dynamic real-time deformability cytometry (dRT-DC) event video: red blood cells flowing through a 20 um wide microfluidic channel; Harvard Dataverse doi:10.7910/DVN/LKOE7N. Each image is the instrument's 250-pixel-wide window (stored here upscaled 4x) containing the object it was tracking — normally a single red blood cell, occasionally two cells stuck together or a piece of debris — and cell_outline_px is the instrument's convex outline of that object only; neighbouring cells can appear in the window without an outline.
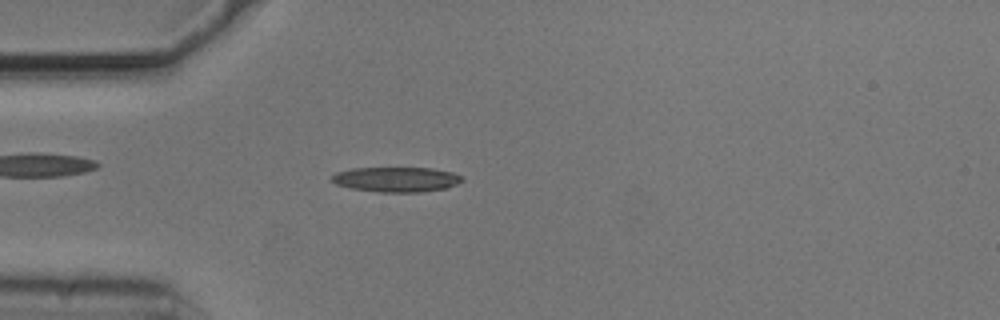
{"species": "common noctule bat (a hibernating species)", "species_latin": "Nyctalus noctula", "temperature_condition": "cold", "stored_images_in_passage": 43, "camera_frame_rate_fps": 3000, "um_per_image_px": 0.085, "animal": {"sex": "male", "body_mass_g": 20.5, "forearm_length_mm": 52.5}, "frame": {"image": 1, "passage_image": 4, "time_ms": 1.0, "image_size_px": [1000, 320], "cell_outline_px": [[464, 180], [448, 188], [420, 192], [380, 192], [348, 188], [336, 184], [332, 180], [332, 176], [336, 172], [352, 168], [432, 168], [452, 172], [460, 176]], "centroid_in_image_um": [33.68, 15.25], "position_along_channel_um": 51.3, "area_um2": 18.96}}
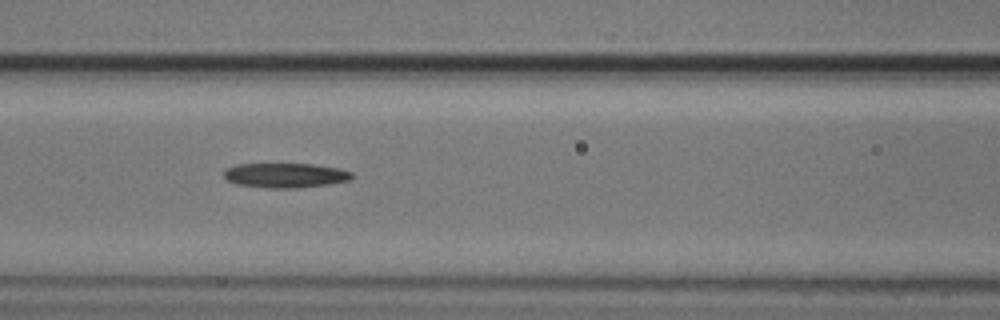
{"frame": {"image": 2, "passage_image": 12, "time_ms": 3.667, "image_size_px": [1000, 320], "cell_outline_px": [[352, 180], [328, 184], [300, 188], [268, 188], [236, 184], [228, 180], [224, 176], [224, 168], [236, 164], [312, 164], [340, 168], [352, 172]], "centroid_in_image_um": [24.26, 14.9], "position_along_channel_um": 142.3, "area_um2": 18.55}}
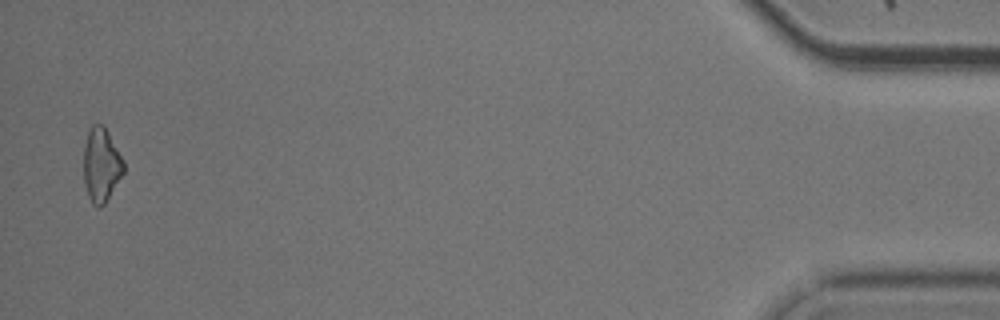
{"frame": {"image": 3, "passage_image": 42, "time_ms": 13.667, "image_size_px": [1000, 320], "cell_outline_px": [[124, 172], [104, 204], [100, 208], [96, 208], [92, 204], [88, 196], [84, 184], [84, 144], [88, 132], [92, 124], [104, 124], [124, 160]], "centroid_in_image_um": [8.6, 14.01], "position_along_channel_um": 426.6, "area_um2": 17.4}}